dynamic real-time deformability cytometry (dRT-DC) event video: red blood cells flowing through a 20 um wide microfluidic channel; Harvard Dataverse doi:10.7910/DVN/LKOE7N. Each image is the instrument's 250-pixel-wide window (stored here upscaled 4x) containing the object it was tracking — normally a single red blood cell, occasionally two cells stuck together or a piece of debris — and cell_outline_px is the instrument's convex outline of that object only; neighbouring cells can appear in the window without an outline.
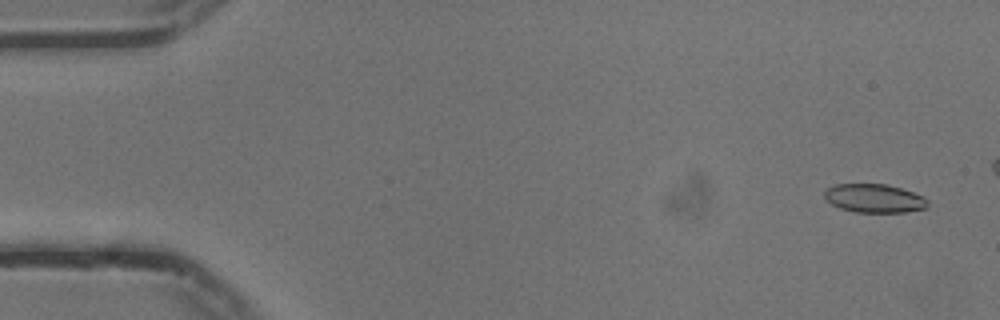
{"species": "common noctule bat (a hibernating species)", "species_latin": "Nyctalus noctula", "temperature_condition": "cold", "stored_images_in_passage": 49, "camera_frame_rate_fps": 3000, "um_per_image_px": 0.085, "animal": {"sex": "male", "body_mass_g": 13.3}, "frame": {"image": 1, "passage_image": 3, "time_ms": 0.667, "image_size_px": [1000, 320], "cell_outline_px": [[928, 204], [924, 208], [904, 212], [852, 212], [840, 208], [832, 204], [824, 196], [824, 192], [828, 188], [836, 184], [888, 184], [924, 196], [928, 200]], "centroid_in_image_um": [74.31, 16.85], "position_along_channel_um": 10.7, "area_um2": 17.11}}
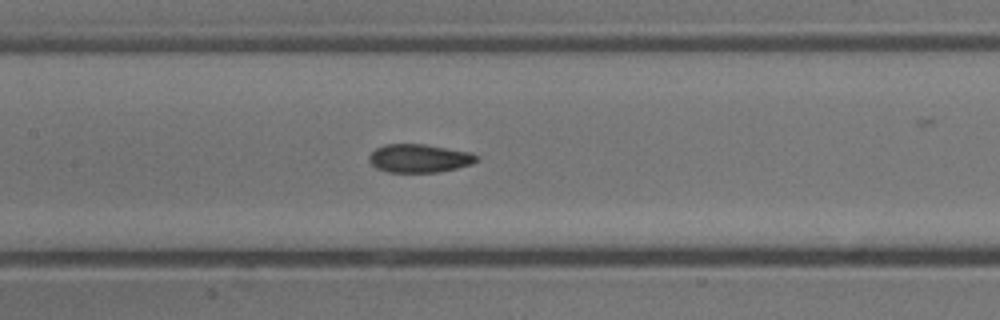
{"frame": {"image": 2, "passage_image": 26, "time_ms": 8.333, "image_size_px": [1000, 320], "cell_outline_px": [[480, 156], [472, 164], [440, 172], [388, 172], [376, 168], [368, 160], [368, 156], [376, 148], [384, 144], [424, 144], [472, 152]], "centroid_in_image_um": [35.64, 13.45], "position_along_channel_um": 171.8, "area_um2": 17.86}}
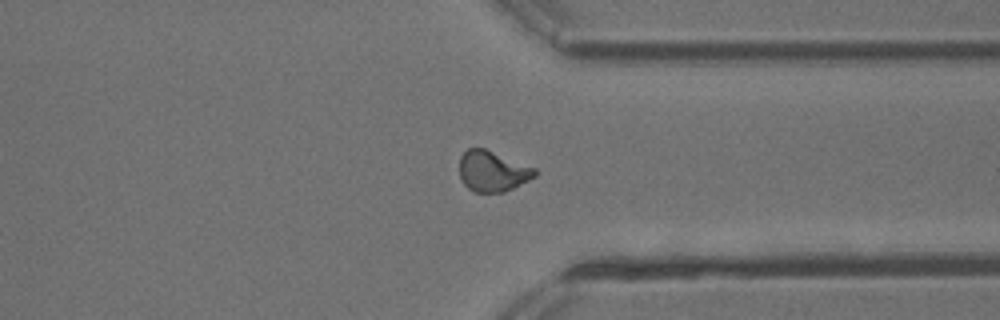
{"frame": {"image": 3, "passage_image": 42, "time_ms": 13.667, "image_size_px": [1000, 320], "cell_outline_px": [[536, 176], [504, 192], [472, 192], [460, 180], [460, 156], [468, 148], [484, 148], [536, 168]], "centroid_in_image_um": [41.84, 14.55], "position_along_channel_um": 369.6, "area_um2": 17.8}, "authors_computed_cell_mechanics": {"area_um2": 18.0336, "velocity_mm_per_s": 3.7479, "shape_relaxation_time_tau1_ms": 8.9249, "shape_relaxation_time_tau2_ms": 1.9125, "deformation_change_tau1": 0.17, "deformation_change_tau2": 0.0629}}